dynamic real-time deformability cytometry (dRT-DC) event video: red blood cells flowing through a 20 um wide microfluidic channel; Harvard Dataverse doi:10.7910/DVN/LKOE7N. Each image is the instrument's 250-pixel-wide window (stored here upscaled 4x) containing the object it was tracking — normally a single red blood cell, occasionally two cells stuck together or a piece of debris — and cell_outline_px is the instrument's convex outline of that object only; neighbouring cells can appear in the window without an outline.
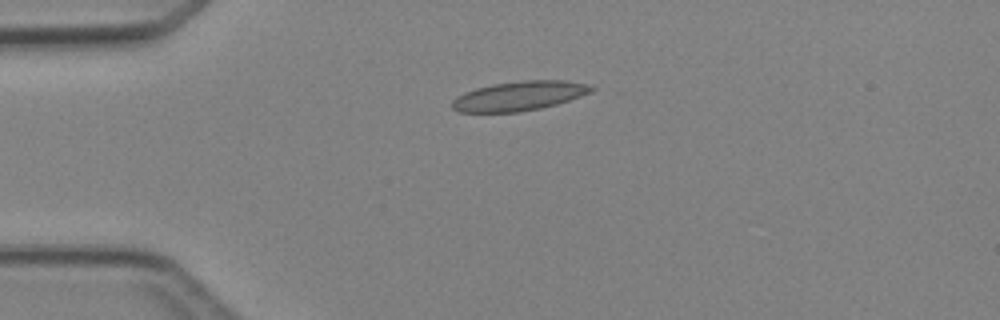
{"species": "Egyptian fruit bat (a non-hibernating species)", "species_latin": "Rousettus aegyptiacus", "temperature_condition": "cold", "stored_images_in_passage": 2, "camera_frame_rate_fps": 3000, "um_per_image_px": 0.085, "animal": {"sex": "female"}, "frame": {"image": 1, "passage_image": 1, "time_ms": 0.0, "image_size_px": [1000, 320], "cell_outline_px": [[596, 88], [592, 92], [556, 104], [540, 108], [520, 112], [460, 112], [452, 108], [452, 100], [456, 96], [464, 92], [476, 88], [492, 84], [520, 80], [568, 80], [592, 84]], "centroid_in_image_um": [44.16, 8.14], "position_along_channel_um": 40.8, "area_um2": 24.1}}